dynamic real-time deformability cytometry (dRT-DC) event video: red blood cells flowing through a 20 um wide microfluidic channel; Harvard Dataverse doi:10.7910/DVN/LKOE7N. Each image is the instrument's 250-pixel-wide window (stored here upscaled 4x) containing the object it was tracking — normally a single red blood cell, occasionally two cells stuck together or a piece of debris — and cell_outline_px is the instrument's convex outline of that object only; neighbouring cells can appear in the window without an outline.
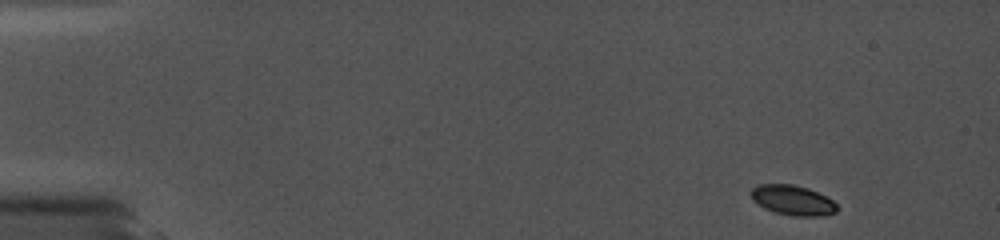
{"species": "common noctule bat (a hibernating species)", "species_latin": "Nyctalus noctula", "temperature_condition": "cold", "stored_images_in_passage": 34, "camera_frame_rate_fps": 5000, "um_per_image_px": 0.085, "animal": {"sex": "female", "body_mass_g": 19.0, "forearm_length_mm": 56.7}, "frame": {"image": 1, "passage_image": 1, "time_ms": 0.0, "image_size_px": [1000, 240], "cell_outline_px": [[840, 208], [836, 212], [824, 216], [792, 216], [776, 212], [764, 208], [752, 200], [752, 188], [756, 184], [792, 184], [808, 188], [832, 200]], "centroid_in_image_um": [67.39, 17.02], "position_along_channel_um": 17.6, "area_um2": 15.03}}